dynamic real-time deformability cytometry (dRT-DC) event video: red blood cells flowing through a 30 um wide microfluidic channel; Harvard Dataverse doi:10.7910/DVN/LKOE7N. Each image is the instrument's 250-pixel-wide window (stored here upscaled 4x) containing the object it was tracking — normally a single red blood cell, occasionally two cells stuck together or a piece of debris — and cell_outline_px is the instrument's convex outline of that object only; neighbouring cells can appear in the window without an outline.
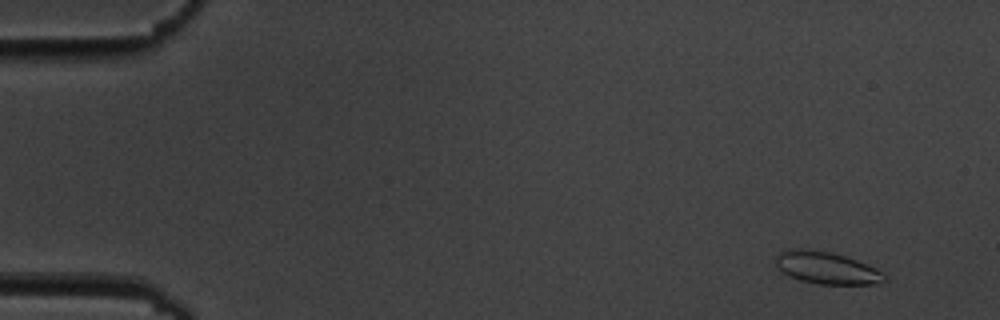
{"species": "common noctule bat (a hibernating species)", "species_latin": "Nyctalus noctula", "temperature_condition": "cold", "stored_images_in_passage": 5, "camera_frame_rate_fps": 3000, "um_per_image_px": 0.085, "animal": {"sex": "male", "body_mass_g": 19.5, "forearm_length_mm": 54.6}, "frame": {"image": 1, "passage_image": 2, "time_ms": 1.0, "image_size_px": [1000, 320], "cell_outline_px": [[888, 280], [876, 284], [820, 284], [800, 280], [784, 272], [776, 264], [776, 256], [780, 252], [788, 248], [796, 248], [828, 252], [844, 256], [868, 264], [876, 268], [888, 276]], "centroid_in_image_um": [70.32, 22.78], "position_along_channel_um": 14.7, "area_um2": 20.17}}
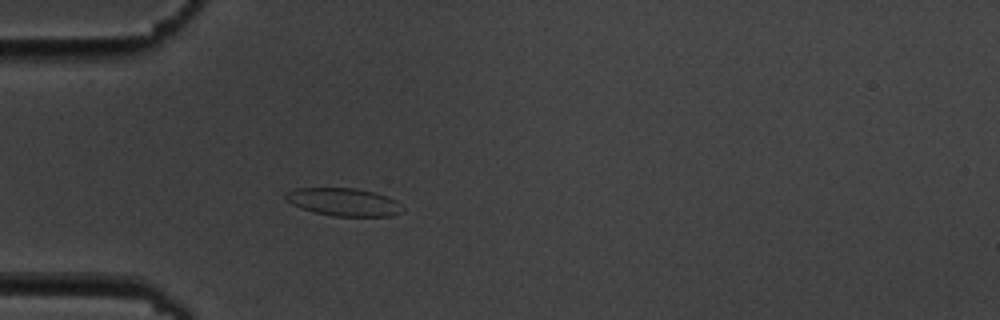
{"frame": {"image": 2, "passage_image": 5, "time_ms": 5.333, "image_size_px": [1000, 320], "cell_outline_px": [[404, 212], [392, 216], [332, 216], [312, 212], [300, 208], [292, 204], [284, 196], [288, 192], [296, 188], [356, 188], [372, 192], [396, 200], [404, 208]], "centroid_in_image_um": [29.23, 17.18], "position_along_channel_um": 55.8, "area_um2": 18.96}}